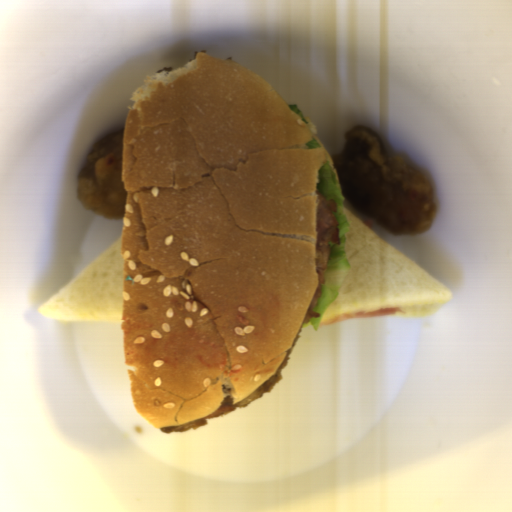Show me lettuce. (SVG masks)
Here are the masks:
<instances>
[{"label":"lettuce","mask_w":512,"mask_h":512,"mask_svg":"<svg viewBox=\"0 0 512 512\" xmlns=\"http://www.w3.org/2000/svg\"><path fill=\"white\" fill-rule=\"evenodd\" d=\"M305 145L307 146L308 149L322 147L320 141L318 139H316L315 137L312 140L306 142Z\"/></svg>","instance_id":"lettuce-3"},{"label":"lettuce","mask_w":512,"mask_h":512,"mask_svg":"<svg viewBox=\"0 0 512 512\" xmlns=\"http://www.w3.org/2000/svg\"><path fill=\"white\" fill-rule=\"evenodd\" d=\"M289 108L294 112L296 113L297 115L300 116L301 120L307 125L309 122L307 120V118L305 117V115L303 114V112L300 110V108L298 107L297 104H288Z\"/></svg>","instance_id":"lettuce-2"},{"label":"lettuce","mask_w":512,"mask_h":512,"mask_svg":"<svg viewBox=\"0 0 512 512\" xmlns=\"http://www.w3.org/2000/svg\"><path fill=\"white\" fill-rule=\"evenodd\" d=\"M317 189L323 198L328 200L332 198L337 204L336 211L332 213L337 221L340 244L332 243L331 245L325 281L321 286V298L318 299L314 308L320 317H312L308 323H304L302 326L304 328L312 326L315 332L318 331L327 308L338 298L351 267L346 249L350 223L345 215V197L329 161L325 162L319 170Z\"/></svg>","instance_id":"lettuce-1"}]
</instances>
